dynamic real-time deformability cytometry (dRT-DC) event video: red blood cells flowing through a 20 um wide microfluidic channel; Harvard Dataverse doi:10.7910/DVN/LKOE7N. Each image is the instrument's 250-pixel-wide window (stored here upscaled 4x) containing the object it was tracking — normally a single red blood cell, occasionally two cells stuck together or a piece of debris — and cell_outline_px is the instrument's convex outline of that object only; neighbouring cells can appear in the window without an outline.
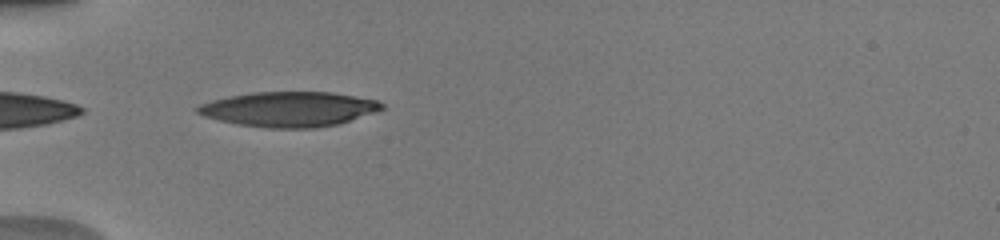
{"species": "human", "species_latin": "Homo sapiens", "temperature_condition": "warm", "stored_images_in_passage": 35, "camera_frame_rate_fps": 3000, "um_per_image_px": 0.085, "donor": {"sex": "male"}, "frame": {"image": 1, "passage_image": 1, "time_ms": 0.0, "image_size_px": [1000, 240], "cell_outline_px": [[384, 108], [376, 112], [340, 124], [316, 128], [268, 128], [236, 124], [204, 116], [196, 112], [196, 108], [200, 104], [212, 100], [252, 92], [332, 92], [376, 100], [384, 104]], "centroid_in_image_um": [24.59, 9.28], "position_along_channel_um": 60.4, "area_um2": 37.51}}
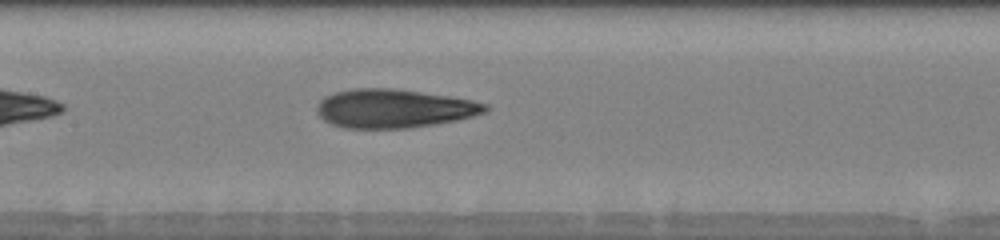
{"frame": {"image": 2, "passage_image": 10, "time_ms": 3.0, "image_size_px": [1000, 240], "cell_outline_px": [[488, 112], [456, 120], [408, 128], [344, 128], [332, 124], [324, 120], [316, 112], [316, 104], [324, 96], [336, 92], [352, 88], [392, 88], [448, 96], [472, 100], [488, 104]], "centroid_in_image_um": [33.45, 9.22], "position_along_channel_um": 174.0, "area_um2": 37.92}}
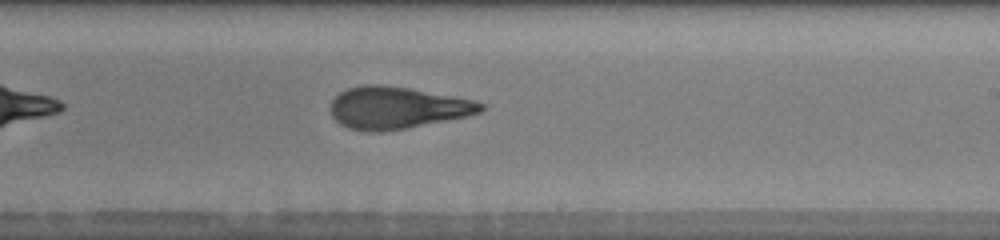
{"frame": {"image": 3, "passage_image": 16, "time_ms": 5.0, "image_size_px": [1000, 240], "cell_outline_px": [[484, 108], [480, 112], [468, 116], [408, 128], [380, 132], [368, 132], [348, 128], [340, 124], [332, 116], [328, 108], [328, 104], [340, 92], [348, 88], [364, 84], [380, 84], [408, 88], [456, 96], [476, 100], [484, 104]], "centroid_in_image_um": [33.72, 9.16], "position_along_channel_um": 255.3, "area_um2": 37.22}, "authors_computed_cell_mechanics": {"area_um2": 36.7608, "velocity_mm_per_s": 4.079, "shape_relaxation_time_tau1_ms": 6.1569, "shape_relaxation_time_tau2_ms": 1.6281, "deformation_change_tau1": 0.2328, "deformation_change_tau2": 0.1071}}